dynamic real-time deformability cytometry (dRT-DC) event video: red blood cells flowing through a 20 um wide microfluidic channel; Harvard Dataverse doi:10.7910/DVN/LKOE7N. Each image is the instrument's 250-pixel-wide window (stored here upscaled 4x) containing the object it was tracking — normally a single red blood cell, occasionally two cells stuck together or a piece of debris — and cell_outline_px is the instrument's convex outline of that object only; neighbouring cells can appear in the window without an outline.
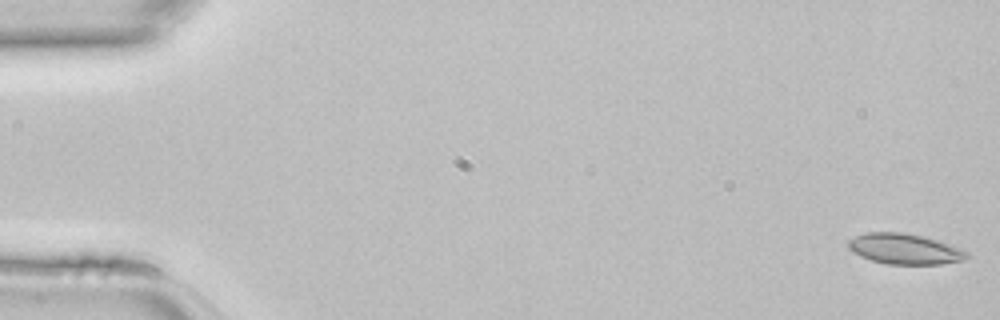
{"species": "common noctule bat (a hibernating species)", "species_latin": "Nyctalus noctula", "temperature_condition": "room temperature", "stored_images_in_passage": 46, "camera_frame_rate_fps": 3000, "um_per_image_px": 0.085, "animal": {"sex": "female", "body_mass_g": 22.7, "forearm_length_mm": 54.2}, "frame": {"image": 1, "passage_image": 1, "time_ms": 0.0, "image_size_px": [1000, 320], "cell_outline_px": [[972, 256], [964, 260], [940, 264], [884, 264], [860, 256], [852, 252], [848, 248], [848, 240], [856, 236], [868, 232], [904, 232], [936, 240], [960, 248], [968, 252]], "centroid_in_image_um": [76.89, 21.17], "position_along_channel_um": 8.1, "area_um2": 21.1}}
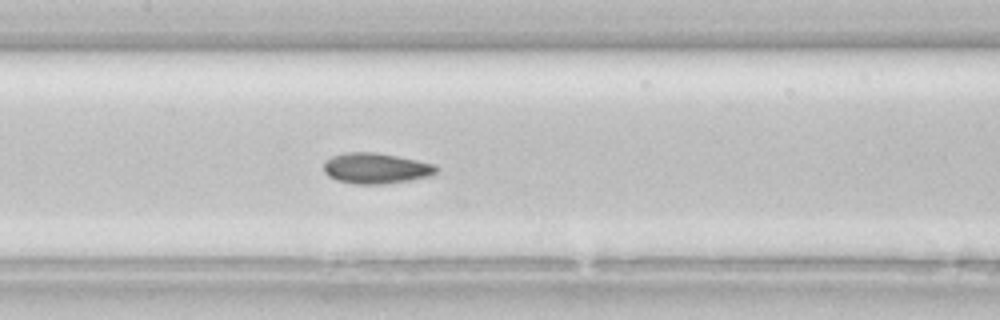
{"frame": {"image": 2, "passage_image": 22, "time_ms": 7.0, "image_size_px": [1000, 320], "cell_outline_px": [[436, 172], [432, 176], [384, 184], [356, 184], [336, 180], [328, 176], [324, 172], [324, 160], [332, 156], [344, 152], [376, 152], [436, 164]], "centroid_in_image_um": [31.92, 14.3], "position_along_channel_um": 175.5, "area_um2": 20.17}}
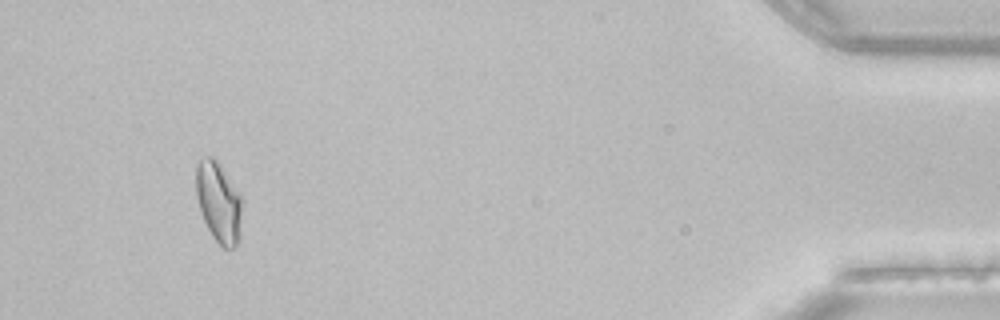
{"frame": {"image": 3, "passage_image": 43, "time_ms": 14.0, "image_size_px": [1000, 320], "cell_outline_px": [[244, 200], [240, 240], [232, 248], [224, 248], [212, 236], [204, 220], [200, 208], [196, 192], [196, 164], [200, 160], [208, 156], [212, 156], [220, 164]], "centroid_in_image_um": [18.63, 17.2], "position_along_channel_um": 416.6, "area_um2": 21.79}}